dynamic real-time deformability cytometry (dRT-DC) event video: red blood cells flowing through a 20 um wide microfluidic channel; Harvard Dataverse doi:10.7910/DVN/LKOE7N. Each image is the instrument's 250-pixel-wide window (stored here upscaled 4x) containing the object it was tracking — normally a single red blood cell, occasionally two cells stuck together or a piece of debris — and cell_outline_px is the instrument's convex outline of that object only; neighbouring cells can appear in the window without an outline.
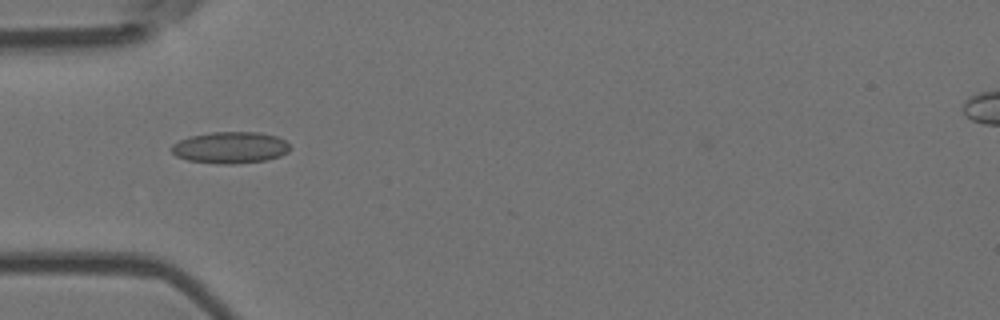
{"species": "Egyptian fruit bat (a non-hibernating species)", "species_latin": "Rousettus aegyptiacus", "temperature_condition": "room temperature", "stored_images_in_passage": 14, "camera_frame_rate_fps": 3000, "um_per_image_px": 0.085, "animal": {"sex": "female"}, "frame": {"image": 1, "passage_image": 1, "time_ms": 0.0, "image_size_px": [1000, 320], "cell_outline_px": [[292, 148], [288, 152], [280, 156], [264, 160], [232, 164], [220, 164], [188, 160], [176, 156], [172, 152], [172, 144], [188, 136], [212, 132], [260, 132], [276, 136], [284, 140]], "centroid_in_image_um": [19.58, 12.53], "position_along_channel_um": 65.4, "area_um2": 21.79}}
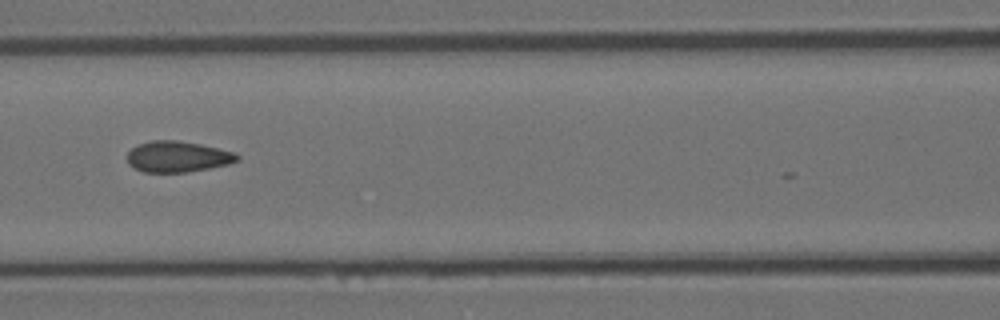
{"frame": {"image": 2, "passage_image": 8, "time_ms": 2.333, "image_size_px": [1000, 320], "cell_outline_px": [[240, 160], [228, 164], [188, 172], [144, 172], [132, 168], [128, 164], [128, 152], [132, 148], [140, 144], [152, 140], [176, 140], [200, 144], [236, 152], [240, 156]], "centroid_in_image_um": [15.11, 13.32], "position_along_channel_um": 151.5, "area_um2": 19.88}}
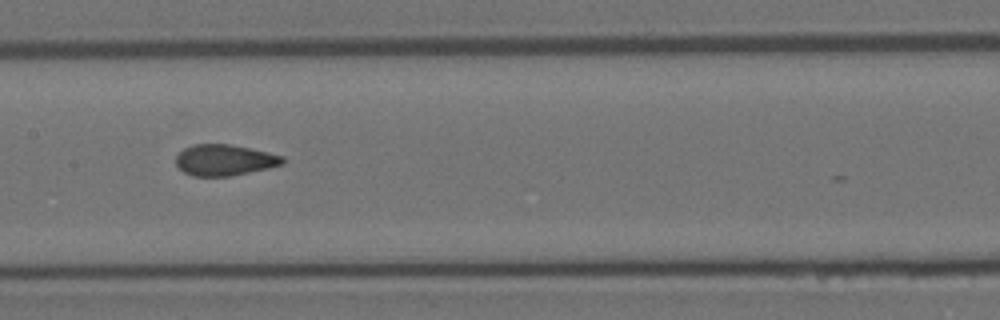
{"frame": {"image": 3, "passage_image": 11, "time_ms": 3.333, "image_size_px": [1000, 320], "cell_outline_px": [[284, 164], [268, 168], [228, 176], [192, 176], [184, 172], [176, 164], [176, 156], [184, 148], [192, 144], [228, 144], [268, 152], [284, 156]], "centroid_in_image_um": [19.07, 13.6], "position_along_channel_um": 188.3, "area_um2": 19.19}}